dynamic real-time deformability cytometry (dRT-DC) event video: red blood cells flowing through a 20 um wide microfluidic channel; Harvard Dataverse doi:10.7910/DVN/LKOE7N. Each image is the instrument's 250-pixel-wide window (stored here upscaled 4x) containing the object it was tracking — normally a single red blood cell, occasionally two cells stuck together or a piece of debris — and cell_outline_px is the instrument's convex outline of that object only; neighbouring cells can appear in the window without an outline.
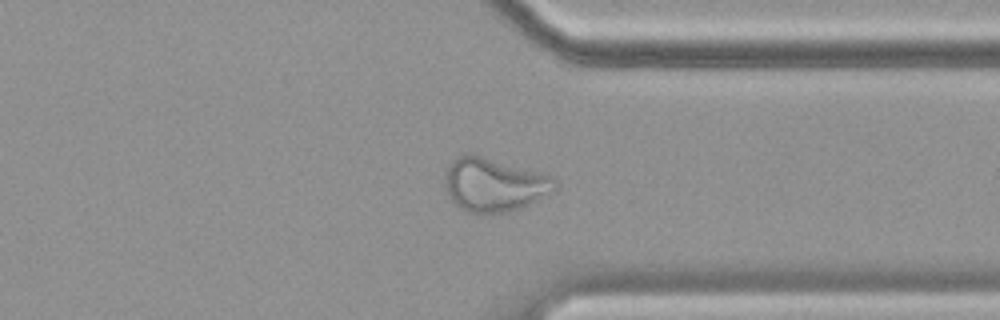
{"species": "common noctule bat (a hibernating species)", "species_latin": "Nyctalus noctula", "temperature_condition": "cold", "stored_images_in_passage": 57, "camera_frame_rate_fps": 3000, "um_per_image_px": 0.085, "animal": {"sex": "female", "body_mass_g": 19.9}, "frame": {"image": 1, "passage_image": 44, "time_ms": 14.333, "image_size_px": [1000, 320], "cell_outline_px": [[556, 188], [528, 204], [520, 208], [508, 212], [468, 212], [460, 208], [448, 196], [444, 184], [444, 172], [448, 164], [452, 160], [464, 152], [472, 152], [556, 176]], "centroid_in_image_um": [41.95, 15.63], "position_along_channel_um": 369.4, "area_um2": 34.8}}
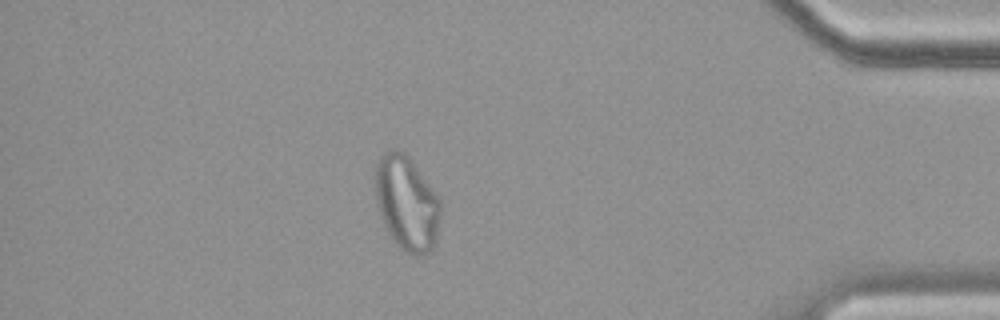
{"frame": {"image": 2, "passage_image": 50, "time_ms": 16.333, "image_size_px": [1000, 320], "cell_outline_px": [[440, 216], [436, 244], [428, 252], [416, 256], [400, 248], [396, 244], [388, 232], [384, 224], [376, 200], [376, 164], [380, 156], [384, 152], [404, 152], [412, 160], [440, 196]], "centroid_in_image_um": [34.61, 17.28], "position_along_channel_um": 400.6, "area_um2": 35.78}}